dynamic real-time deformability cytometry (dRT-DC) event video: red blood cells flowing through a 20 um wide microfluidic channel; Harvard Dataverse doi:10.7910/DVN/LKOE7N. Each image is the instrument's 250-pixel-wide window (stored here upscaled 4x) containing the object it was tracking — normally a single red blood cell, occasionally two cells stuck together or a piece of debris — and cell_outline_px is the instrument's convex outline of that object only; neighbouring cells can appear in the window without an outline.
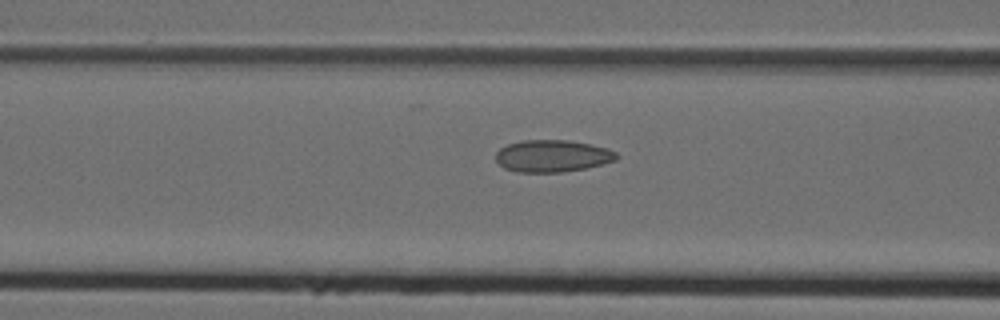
{"species": "Egyptian fruit bat (a non-hibernating species)", "species_latin": "Rousettus aegyptiacus", "temperature_condition": "cold", "stored_images_in_passage": 32, "camera_frame_rate_fps": 3000, "um_per_image_px": 0.085, "animal": {"sex": "female"}, "frame": {"image": 1, "passage_image": 17, "time_ms": 5.333, "image_size_px": [1000, 320], "cell_outline_px": [[620, 156], [616, 160], [604, 164], [564, 172], [516, 172], [504, 168], [496, 160], [496, 152], [500, 148], [508, 144], [524, 140], [568, 140], [608, 148], [616, 152]], "centroid_in_image_um": [46.97, 13.26], "position_along_channel_um": 119.6, "area_um2": 22.6}}
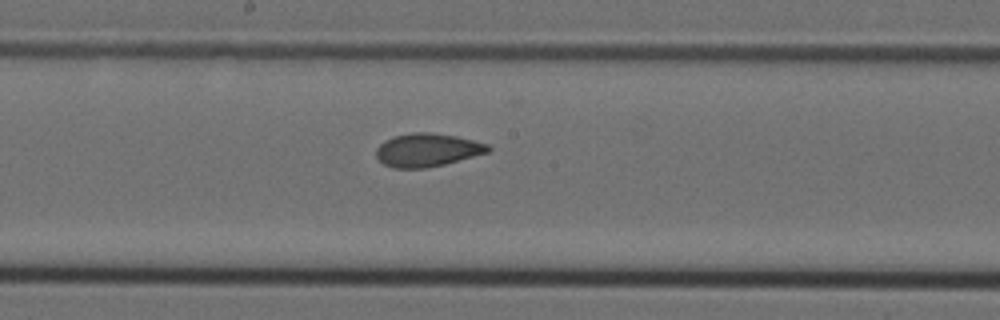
{"frame": {"image": 2, "passage_image": 24, "time_ms": 7.667, "image_size_px": [1000, 320], "cell_outline_px": [[492, 148], [488, 152], [444, 164], [424, 168], [392, 168], [384, 164], [376, 156], [376, 148], [384, 140], [392, 136], [412, 132], [428, 132], [456, 136], [488, 144]], "centroid_in_image_um": [36.28, 12.74], "position_along_channel_um": 211.9, "area_um2": 21.62}}
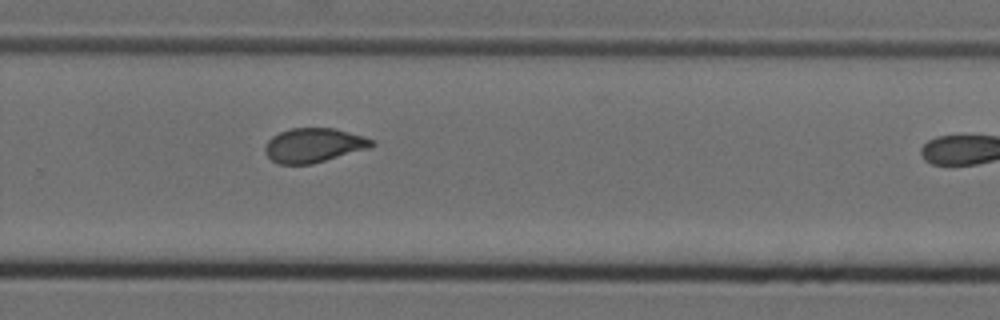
{"frame": {"image": 3, "passage_image": 31, "time_ms": 10.0, "image_size_px": [1000, 320], "cell_outline_px": [[376, 144], [372, 148], [312, 164], [280, 164], [272, 160], [264, 152], [264, 148], [268, 140], [272, 136], [280, 132], [292, 128], [336, 128], [364, 136], [376, 140]], "centroid_in_image_um": [26.73, 12.34], "position_along_channel_um": 303.1, "area_um2": 21.62}}